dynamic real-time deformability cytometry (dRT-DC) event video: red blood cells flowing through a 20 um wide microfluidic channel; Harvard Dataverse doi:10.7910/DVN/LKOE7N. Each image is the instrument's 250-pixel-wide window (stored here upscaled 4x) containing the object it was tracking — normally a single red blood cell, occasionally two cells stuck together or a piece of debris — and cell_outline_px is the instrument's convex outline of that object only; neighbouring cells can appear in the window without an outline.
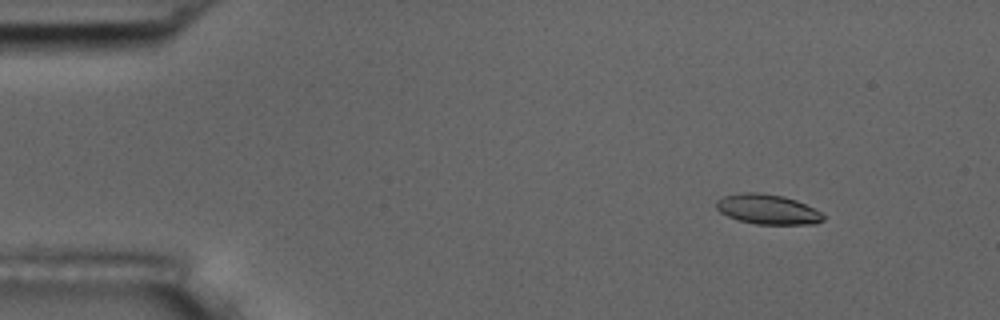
{"species": "common noctule bat (a hibernating species)", "species_latin": "Nyctalus noctula", "temperature_condition": "room temperature", "stored_images_in_passage": 5, "camera_frame_rate_fps": 3000, "um_per_image_px": 0.085, "animal": {"sex": "male", "body_mass_g": 17.5, "forearm_length_mm": 52.3}, "frame": {"image": 1, "passage_image": 2, "time_ms": 1.333, "image_size_px": [1000, 320], "cell_outline_px": [[824, 220], [816, 224], [756, 224], [740, 220], [728, 216], [720, 212], [716, 208], [716, 200], [724, 196], [744, 192], [756, 192], [784, 196], [796, 200], [820, 212], [824, 216]], "centroid_in_image_um": [65.24, 17.79], "position_along_channel_um": 19.8, "area_um2": 18.5}}